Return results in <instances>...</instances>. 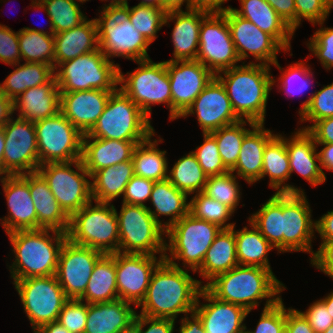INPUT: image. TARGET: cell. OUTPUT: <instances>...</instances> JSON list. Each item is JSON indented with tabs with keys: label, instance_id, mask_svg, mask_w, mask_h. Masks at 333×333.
<instances>
[{
	"label": "cell",
	"instance_id": "29",
	"mask_svg": "<svg viewBox=\"0 0 333 333\" xmlns=\"http://www.w3.org/2000/svg\"><path fill=\"white\" fill-rule=\"evenodd\" d=\"M142 142L83 137L81 160L92 175L100 169L132 160L135 147Z\"/></svg>",
	"mask_w": 333,
	"mask_h": 333
},
{
	"label": "cell",
	"instance_id": "21",
	"mask_svg": "<svg viewBox=\"0 0 333 333\" xmlns=\"http://www.w3.org/2000/svg\"><path fill=\"white\" fill-rule=\"evenodd\" d=\"M163 260L164 256L116 252L118 298L137 307L146 295L153 272Z\"/></svg>",
	"mask_w": 333,
	"mask_h": 333
},
{
	"label": "cell",
	"instance_id": "49",
	"mask_svg": "<svg viewBox=\"0 0 333 333\" xmlns=\"http://www.w3.org/2000/svg\"><path fill=\"white\" fill-rule=\"evenodd\" d=\"M189 213L195 218L216 224L222 229H231L236 223H227L235 213L227 205L208 197L203 192L190 198Z\"/></svg>",
	"mask_w": 333,
	"mask_h": 333
},
{
	"label": "cell",
	"instance_id": "6",
	"mask_svg": "<svg viewBox=\"0 0 333 333\" xmlns=\"http://www.w3.org/2000/svg\"><path fill=\"white\" fill-rule=\"evenodd\" d=\"M94 203L90 202L69 217L67 239L104 254L119 252V226L115 206L112 203Z\"/></svg>",
	"mask_w": 333,
	"mask_h": 333
},
{
	"label": "cell",
	"instance_id": "10",
	"mask_svg": "<svg viewBox=\"0 0 333 333\" xmlns=\"http://www.w3.org/2000/svg\"><path fill=\"white\" fill-rule=\"evenodd\" d=\"M116 215L119 252L164 256L166 230L153 218L147 206L122 203Z\"/></svg>",
	"mask_w": 333,
	"mask_h": 333
},
{
	"label": "cell",
	"instance_id": "20",
	"mask_svg": "<svg viewBox=\"0 0 333 333\" xmlns=\"http://www.w3.org/2000/svg\"><path fill=\"white\" fill-rule=\"evenodd\" d=\"M172 94V121L192 105L214 74L198 60L166 61Z\"/></svg>",
	"mask_w": 333,
	"mask_h": 333
},
{
	"label": "cell",
	"instance_id": "23",
	"mask_svg": "<svg viewBox=\"0 0 333 333\" xmlns=\"http://www.w3.org/2000/svg\"><path fill=\"white\" fill-rule=\"evenodd\" d=\"M5 195L8 215L0 218L6 234L19 230H36L37 214L28 182L21 175L0 178Z\"/></svg>",
	"mask_w": 333,
	"mask_h": 333
},
{
	"label": "cell",
	"instance_id": "63",
	"mask_svg": "<svg viewBox=\"0 0 333 333\" xmlns=\"http://www.w3.org/2000/svg\"><path fill=\"white\" fill-rule=\"evenodd\" d=\"M300 129L307 130L316 144L333 143V117L318 120L313 125H304Z\"/></svg>",
	"mask_w": 333,
	"mask_h": 333
},
{
	"label": "cell",
	"instance_id": "43",
	"mask_svg": "<svg viewBox=\"0 0 333 333\" xmlns=\"http://www.w3.org/2000/svg\"><path fill=\"white\" fill-rule=\"evenodd\" d=\"M261 208L248 217V222L255 226L262 236L277 250L283 253L282 233V193H273Z\"/></svg>",
	"mask_w": 333,
	"mask_h": 333
},
{
	"label": "cell",
	"instance_id": "50",
	"mask_svg": "<svg viewBox=\"0 0 333 333\" xmlns=\"http://www.w3.org/2000/svg\"><path fill=\"white\" fill-rule=\"evenodd\" d=\"M276 68L281 71L280 77L276 78L273 76V86L276 83L280 91H284L287 96L296 97V95H302L307 89L311 82H313L314 72L312 68L306 63V61H297L283 69L278 60L273 64ZM280 83V84H279Z\"/></svg>",
	"mask_w": 333,
	"mask_h": 333
},
{
	"label": "cell",
	"instance_id": "1",
	"mask_svg": "<svg viewBox=\"0 0 333 333\" xmlns=\"http://www.w3.org/2000/svg\"><path fill=\"white\" fill-rule=\"evenodd\" d=\"M178 262L163 260L152 274L138 314L177 320L180 314L194 312L203 281L190 275Z\"/></svg>",
	"mask_w": 333,
	"mask_h": 333
},
{
	"label": "cell",
	"instance_id": "14",
	"mask_svg": "<svg viewBox=\"0 0 333 333\" xmlns=\"http://www.w3.org/2000/svg\"><path fill=\"white\" fill-rule=\"evenodd\" d=\"M34 126L40 165L81 159L83 134L61 112Z\"/></svg>",
	"mask_w": 333,
	"mask_h": 333
},
{
	"label": "cell",
	"instance_id": "75",
	"mask_svg": "<svg viewBox=\"0 0 333 333\" xmlns=\"http://www.w3.org/2000/svg\"><path fill=\"white\" fill-rule=\"evenodd\" d=\"M320 300L325 304L326 309L329 310V313L333 318V291L324 296V298H320Z\"/></svg>",
	"mask_w": 333,
	"mask_h": 333
},
{
	"label": "cell",
	"instance_id": "24",
	"mask_svg": "<svg viewBox=\"0 0 333 333\" xmlns=\"http://www.w3.org/2000/svg\"><path fill=\"white\" fill-rule=\"evenodd\" d=\"M200 298L206 302L201 303ZM194 312L202 320L206 333H244V321L250 314L241 306L217 299L205 287L198 294Z\"/></svg>",
	"mask_w": 333,
	"mask_h": 333
},
{
	"label": "cell",
	"instance_id": "16",
	"mask_svg": "<svg viewBox=\"0 0 333 333\" xmlns=\"http://www.w3.org/2000/svg\"><path fill=\"white\" fill-rule=\"evenodd\" d=\"M2 128L5 134L3 177L37 171L40 163L34 123L12 117Z\"/></svg>",
	"mask_w": 333,
	"mask_h": 333
},
{
	"label": "cell",
	"instance_id": "33",
	"mask_svg": "<svg viewBox=\"0 0 333 333\" xmlns=\"http://www.w3.org/2000/svg\"><path fill=\"white\" fill-rule=\"evenodd\" d=\"M54 69L65 61L99 48L96 19L86 18L74 28L54 34Z\"/></svg>",
	"mask_w": 333,
	"mask_h": 333
},
{
	"label": "cell",
	"instance_id": "61",
	"mask_svg": "<svg viewBox=\"0 0 333 333\" xmlns=\"http://www.w3.org/2000/svg\"><path fill=\"white\" fill-rule=\"evenodd\" d=\"M177 321L136 314L133 325L137 333H174Z\"/></svg>",
	"mask_w": 333,
	"mask_h": 333
},
{
	"label": "cell",
	"instance_id": "68",
	"mask_svg": "<svg viewBox=\"0 0 333 333\" xmlns=\"http://www.w3.org/2000/svg\"><path fill=\"white\" fill-rule=\"evenodd\" d=\"M316 233L321 241L333 240V210L327 211L316 220Z\"/></svg>",
	"mask_w": 333,
	"mask_h": 333
},
{
	"label": "cell",
	"instance_id": "48",
	"mask_svg": "<svg viewBox=\"0 0 333 333\" xmlns=\"http://www.w3.org/2000/svg\"><path fill=\"white\" fill-rule=\"evenodd\" d=\"M129 17L134 28L151 44L158 31L164 26L166 12L158 7L138 3L129 7V2L121 8Z\"/></svg>",
	"mask_w": 333,
	"mask_h": 333
},
{
	"label": "cell",
	"instance_id": "5",
	"mask_svg": "<svg viewBox=\"0 0 333 333\" xmlns=\"http://www.w3.org/2000/svg\"><path fill=\"white\" fill-rule=\"evenodd\" d=\"M155 134L151 119L120 88L111 93L103 113L83 137L146 141Z\"/></svg>",
	"mask_w": 333,
	"mask_h": 333
},
{
	"label": "cell",
	"instance_id": "3",
	"mask_svg": "<svg viewBox=\"0 0 333 333\" xmlns=\"http://www.w3.org/2000/svg\"><path fill=\"white\" fill-rule=\"evenodd\" d=\"M8 235L14 261L7 265L14 281L56 274L66 233L52 229L19 230Z\"/></svg>",
	"mask_w": 333,
	"mask_h": 333
},
{
	"label": "cell",
	"instance_id": "28",
	"mask_svg": "<svg viewBox=\"0 0 333 333\" xmlns=\"http://www.w3.org/2000/svg\"><path fill=\"white\" fill-rule=\"evenodd\" d=\"M256 123L245 134L235 166L230 170L249 185L262 179L263 154L266 145L278 134Z\"/></svg>",
	"mask_w": 333,
	"mask_h": 333
},
{
	"label": "cell",
	"instance_id": "54",
	"mask_svg": "<svg viewBox=\"0 0 333 333\" xmlns=\"http://www.w3.org/2000/svg\"><path fill=\"white\" fill-rule=\"evenodd\" d=\"M324 22L313 24L320 28L313 33L306 45L311 55L316 56L327 71L333 68V27H325Z\"/></svg>",
	"mask_w": 333,
	"mask_h": 333
},
{
	"label": "cell",
	"instance_id": "51",
	"mask_svg": "<svg viewBox=\"0 0 333 333\" xmlns=\"http://www.w3.org/2000/svg\"><path fill=\"white\" fill-rule=\"evenodd\" d=\"M238 177L232 172L208 177L203 193L231 208L234 212L241 200V188Z\"/></svg>",
	"mask_w": 333,
	"mask_h": 333
},
{
	"label": "cell",
	"instance_id": "73",
	"mask_svg": "<svg viewBox=\"0 0 333 333\" xmlns=\"http://www.w3.org/2000/svg\"><path fill=\"white\" fill-rule=\"evenodd\" d=\"M100 1H108L109 0H100ZM125 5V3L122 0H110L109 4H104L103 7H101L102 10H100V13L103 12H108V11H112V10H118L121 9L123 6Z\"/></svg>",
	"mask_w": 333,
	"mask_h": 333
},
{
	"label": "cell",
	"instance_id": "79",
	"mask_svg": "<svg viewBox=\"0 0 333 333\" xmlns=\"http://www.w3.org/2000/svg\"><path fill=\"white\" fill-rule=\"evenodd\" d=\"M75 2H80V4H84V2L89 1V0H74Z\"/></svg>",
	"mask_w": 333,
	"mask_h": 333
},
{
	"label": "cell",
	"instance_id": "64",
	"mask_svg": "<svg viewBox=\"0 0 333 333\" xmlns=\"http://www.w3.org/2000/svg\"><path fill=\"white\" fill-rule=\"evenodd\" d=\"M278 13L282 20L295 32L296 31V6L295 0H266Z\"/></svg>",
	"mask_w": 333,
	"mask_h": 333
},
{
	"label": "cell",
	"instance_id": "42",
	"mask_svg": "<svg viewBox=\"0 0 333 333\" xmlns=\"http://www.w3.org/2000/svg\"><path fill=\"white\" fill-rule=\"evenodd\" d=\"M12 67L15 69L0 83L1 90L11 100L29 88L48 83L55 76L54 67L45 63L19 62Z\"/></svg>",
	"mask_w": 333,
	"mask_h": 333
},
{
	"label": "cell",
	"instance_id": "2",
	"mask_svg": "<svg viewBox=\"0 0 333 333\" xmlns=\"http://www.w3.org/2000/svg\"><path fill=\"white\" fill-rule=\"evenodd\" d=\"M205 288L217 299L250 312L265 299L263 308L273 306L282 299L280 293L286 289L272 270L247 265H238L216 276Z\"/></svg>",
	"mask_w": 333,
	"mask_h": 333
},
{
	"label": "cell",
	"instance_id": "15",
	"mask_svg": "<svg viewBox=\"0 0 333 333\" xmlns=\"http://www.w3.org/2000/svg\"><path fill=\"white\" fill-rule=\"evenodd\" d=\"M214 75L239 65L231 31L224 13H209L200 27L197 59Z\"/></svg>",
	"mask_w": 333,
	"mask_h": 333
},
{
	"label": "cell",
	"instance_id": "38",
	"mask_svg": "<svg viewBox=\"0 0 333 333\" xmlns=\"http://www.w3.org/2000/svg\"><path fill=\"white\" fill-rule=\"evenodd\" d=\"M132 160L124 161L104 169H100L91 175V192L94 202L112 203L118 197H122L125 187L134 176Z\"/></svg>",
	"mask_w": 333,
	"mask_h": 333
},
{
	"label": "cell",
	"instance_id": "78",
	"mask_svg": "<svg viewBox=\"0 0 333 333\" xmlns=\"http://www.w3.org/2000/svg\"><path fill=\"white\" fill-rule=\"evenodd\" d=\"M323 333H333V325H331L327 330H325Z\"/></svg>",
	"mask_w": 333,
	"mask_h": 333
},
{
	"label": "cell",
	"instance_id": "32",
	"mask_svg": "<svg viewBox=\"0 0 333 333\" xmlns=\"http://www.w3.org/2000/svg\"><path fill=\"white\" fill-rule=\"evenodd\" d=\"M130 302L117 299L111 302L88 304L84 333H119L133 325L137 311Z\"/></svg>",
	"mask_w": 333,
	"mask_h": 333
},
{
	"label": "cell",
	"instance_id": "67",
	"mask_svg": "<svg viewBox=\"0 0 333 333\" xmlns=\"http://www.w3.org/2000/svg\"><path fill=\"white\" fill-rule=\"evenodd\" d=\"M177 331L178 333H206L202 320L195 312L181 318L180 327Z\"/></svg>",
	"mask_w": 333,
	"mask_h": 333
},
{
	"label": "cell",
	"instance_id": "30",
	"mask_svg": "<svg viewBox=\"0 0 333 333\" xmlns=\"http://www.w3.org/2000/svg\"><path fill=\"white\" fill-rule=\"evenodd\" d=\"M21 176L29 184L37 214V229H52L66 233L69 226V216L60 207L44 177L38 171Z\"/></svg>",
	"mask_w": 333,
	"mask_h": 333
},
{
	"label": "cell",
	"instance_id": "44",
	"mask_svg": "<svg viewBox=\"0 0 333 333\" xmlns=\"http://www.w3.org/2000/svg\"><path fill=\"white\" fill-rule=\"evenodd\" d=\"M82 4L74 0H41L31 1L30 6L35 10L47 13L49 35L70 30L81 24L87 16L81 11Z\"/></svg>",
	"mask_w": 333,
	"mask_h": 333
},
{
	"label": "cell",
	"instance_id": "56",
	"mask_svg": "<svg viewBox=\"0 0 333 333\" xmlns=\"http://www.w3.org/2000/svg\"><path fill=\"white\" fill-rule=\"evenodd\" d=\"M280 299L273 306L263 308L260 319L253 330L245 326L244 333H281L285 330L286 307Z\"/></svg>",
	"mask_w": 333,
	"mask_h": 333
},
{
	"label": "cell",
	"instance_id": "9",
	"mask_svg": "<svg viewBox=\"0 0 333 333\" xmlns=\"http://www.w3.org/2000/svg\"><path fill=\"white\" fill-rule=\"evenodd\" d=\"M132 72L122 73L119 68L120 88L151 119L153 105L165 104L172 121V94L166 61L139 60ZM127 75V76H126Z\"/></svg>",
	"mask_w": 333,
	"mask_h": 333
},
{
	"label": "cell",
	"instance_id": "45",
	"mask_svg": "<svg viewBox=\"0 0 333 333\" xmlns=\"http://www.w3.org/2000/svg\"><path fill=\"white\" fill-rule=\"evenodd\" d=\"M21 61L45 63L54 67V35L39 28L23 27L18 30Z\"/></svg>",
	"mask_w": 333,
	"mask_h": 333
},
{
	"label": "cell",
	"instance_id": "65",
	"mask_svg": "<svg viewBox=\"0 0 333 333\" xmlns=\"http://www.w3.org/2000/svg\"><path fill=\"white\" fill-rule=\"evenodd\" d=\"M287 333H315L304 316L292 307L286 308V324Z\"/></svg>",
	"mask_w": 333,
	"mask_h": 333
},
{
	"label": "cell",
	"instance_id": "74",
	"mask_svg": "<svg viewBox=\"0 0 333 333\" xmlns=\"http://www.w3.org/2000/svg\"><path fill=\"white\" fill-rule=\"evenodd\" d=\"M5 148V134L3 128H0V178L3 177V155Z\"/></svg>",
	"mask_w": 333,
	"mask_h": 333
},
{
	"label": "cell",
	"instance_id": "47",
	"mask_svg": "<svg viewBox=\"0 0 333 333\" xmlns=\"http://www.w3.org/2000/svg\"><path fill=\"white\" fill-rule=\"evenodd\" d=\"M247 124L253 127L256 123L240 120L210 133L215 138L221 160L229 171L235 166L244 136L250 130L245 127Z\"/></svg>",
	"mask_w": 333,
	"mask_h": 333
},
{
	"label": "cell",
	"instance_id": "13",
	"mask_svg": "<svg viewBox=\"0 0 333 333\" xmlns=\"http://www.w3.org/2000/svg\"><path fill=\"white\" fill-rule=\"evenodd\" d=\"M12 283L33 332L44 324L58 321L63 305L69 299L55 275L24 278Z\"/></svg>",
	"mask_w": 333,
	"mask_h": 333
},
{
	"label": "cell",
	"instance_id": "22",
	"mask_svg": "<svg viewBox=\"0 0 333 333\" xmlns=\"http://www.w3.org/2000/svg\"><path fill=\"white\" fill-rule=\"evenodd\" d=\"M190 115H196L202 133H211L241 120L234 112L226 90L216 76L181 117Z\"/></svg>",
	"mask_w": 333,
	"mask_h": 333
},
{
	"label": "cell",
	"instance_id": "46",
	"mask_svg": "<svg viewBox=\"0 0 333 333\" xmlns=\"http://www.w3.org/2000/svg\"><path fill=\"white\" fill-rule=\"evenodd\" d=\"M207 179L208 176L202 170L192 151L179 158L168 170V180L189 197L192 194L203 192Z\"/></svg>",
	"mask_w": 333,
	"mask_h": 333
},
{
	"label": "cell",
	"instance_id": "12",
	"mask_svg": "<svg viewBox=\"0 0 333 333\" xmlns=\"http://www.w3.org/2000/svg\"><path fill=\"white\" fill-rule=\"evenodd\" d=\"M98 26L99 49L107 58L149 59L150 43L134 28L128 15L122 10L99 13L95 18Z\"/></svg>",
	"mask_w": 333,
	"mask_h": 333
},
{
	"label": "cell",
	"instance_id": "37",
	"mask_svg": "<svg viewBox=\"0 0 333 333\" xmlns=\"http://www.w3.org/2000/svg\"><path fill=\"white\" fill-rule=\"evenodd\" d=\"M269 177V187L275 193H305L303 189L288 184L290 179L289 156L285 141L277 134L265 147L262 179Z\"/></svg>",
	"mask_w": 333,
	"mask_h": 333
},
{
	"label": "cell",
	"instance_id": "26",
	"mask_svg": "<svg viewBox=\"0 0 333 333\" xmlns=\"http://www.w3.org/2000/svg\"><path fill=\"white\" fill-rule=\"evenodd\" d=\"M288 138L278 134L286 143L289 156L290 178L292 173L301 175L312 187L326 182L319 163L318 146L313 136L303 129H295ZM318 163H317V162Z\"/></svg>",
	"mask_w": 333,
	"mask_h": 333
},
{
	"label": "cell",
	"instance_id": "62",
	"mask_svg": "<svg viewBox=\"0 0 333 333\" xmlns=\"http://www.w3.org/2000/svg\"><path fill=\"white\" fill-rule=\"evenodd\" d=\"M312 267L320 270L333 280V240L321 241L318 250L309 259Z\"/></svg>",
	"mask_w": 333,
	"mask_h": 333
},
{
	"label": "cell",
	"instance_id": "59",
	"mask_svg": "<svg viewBox=\"0 0 333 333\" xmlns=\"http://www.w3.org/2000/svg\"><path fill=\"white\" fill-rule=\"evenodd\" d=\"M20 61L18 31L0 23V62L11 67Z\"/></svg>",
	"mask_w": 333,
	"mask_h": 333
},
{
	"label": "cell",
	"instance_id": "11",
	"mask_svg": "<svg viewBox=\"0 0 333 333\" xmlns=\"http://www.w3.org/2000/svg\"><path fill=\"white\" fill-rule=\"evenodd\" d=\"M37 171L44 177L50 191L69 217L93 201L91 175L81 159L45 163Z\"/></svg>",
	"mask_w": 333,
	"mask_h": 333
},
{
	"label": "cell",
	"instance_id": "18",
	"mask_svg": "<svg viewBox=\"0 0 333 333\" xmlns=\"http://www.w3.org/2000/svg\"><path fill=\"white\" fill-rule=\"evenodd\" d=\"M103 255L97 249L65 240L59 253L55 276L68 299L79 300L84 295L93 268Z\"/></svg>",
	"mask_w": 333,
	"mask_h": 333
},
{
	"label": "cell",
	"instance_id": "8",
	"mask_svg": "<svg viewBox=\"0 0 333 333\" xmlns=\"http://www.w3.org/2000/svg\"><path fill=\"white\" fill-rule=\"evenodd\" d=\"M221 230L218 225L188 213L166 230L164 260L182 261L183 269L196 272Z\"/></svg>",
	"mask_w": 333,
	"mask_h": 333
},
{
	"label": "cell",
	"instance_id": "52",
	"mask_svg": "<svg viewBox=\"0 0 333 333\" xmlns=\"http://www.w3.org/2000/svg\"><path fill=\"white\" fill-rule=\"evenodd\" d=\"M301 123L311 122L333 117V82L325 85L320 90L312 92L307 99L301 103L298 110Z\"/></svg>",
	"mask_w": 333,
	"mask_h": 333
},
{
	"label": "cell",
	"instance_id": "58",
	"mask_svg": "<svg viewBox=\"0 0 333 333\" xmlns=\"http://www.w3.org/2000/svg\"><path fill=\"white\" fill-rule=\"evenodd\" d=\"M155 181L134 175L125 187L122 203L148 206Z\"/></svg>",
	"mask_w": 333,
	"mask_h": 333
},
{
	"label": "cell",
	"instance_id": "17",
	"mask_svg": "<svg viewBox=\"0 0 333 333\" xmlns=\"http://www.w3.org/2000/svg\"><path fill=\"white\" fill-rule=\"evenodd\" d=\"M305 193H282L283 253H309L312 258L313 239H316V220Z\"/></svg>",
	"mask_w": 333,
	"mask_h": 333
},
{
	"label": "cell",
	"instance_id": "76",
	"mask_svg": "<svg viewBox=\"0 0 333 333\" xmlns=\"http://www.w3.org/2000/svg\"><path fill=\"white\" fill-rule=\"evenodd\" d=\"M140 4L158 7L163 10V0H140Z\"/></svg>",
	"mask_w": 333,
	"mask_h": 333
},
{
	"label": "cell",
	"instance_id": "71",
	"mask_svg": "<svg viewBox=\"0 0 333 333\" xmlns=\"http://www.w3.org/2000/svg\"><path fill=\"white\" fill-rule=\"evenodd\" d=\"M186 5L185 10H190V0H163V10L168 12L183 11L182 5Z\"/></svg>",
	"mask_w": 333,
	"mask_h": 333
},
{
	"label": "cell",
	"instance_id": "27",
	"mask_svg": "<svg viewBox=\"0 0 333 333\" xmlns=\"http://www.w3.org/2000/svg\"><path fill=\"white\" fill-rule=\"evenodd\" d=\"M209 13L200 10L168 12L165 23L174 22L171 33L173 58L167 61L196 60L199 50L200 27Z\"/></svg>",
	"mask_w": 333,
	"mask_h": 333
},
{
	"label": "cell",
	"instance_id": "35",
	"mask_svg": "<svg viewBox=\"0 0 333 333\" xmlns=\"http://www.w3.org/2000/svg\"><path fill=\"white\" fill-rule=\"evenodd\" d=\"M188 197L185 192L178 190L168 179L157 181L153 185L149 199L153 205V210L150 206L147 209L153 218L167 230L189 213L190 201H188ZM160 216L170 217L164 222Z\"/></svg>",
	"mask_w": 333,
	"mask_h": 333
},
{
	"label": "cell",
	"instance_id": "41",
	"mask_svg": "<svg viewBox=\"0 0 333 333\" xmlns=\"http://www.w3.org/2000/svg\"><path fill=\"white\" fill-rule=\"evenodd\" d=\"M154 134L146 141L139 143L133 152L132 162L134 165V174L138 177L157 181L168 179L169 162L166 157L167 151L160 150L158 143L163 139H152Z\"/></svg>",
	"mask_w": 333,
	"mask_h": 333
},
{
	"label": "cell",
	"instance_id": "36",
	"mask_svg": "<svg viewBox=\"0 0 333 333\" xmlns=\"http://www.w3.org/2000/svg\"><path fill=\"white\" fill-rule=\"evenodd\" d=\"M238 266L235 233L232 229H222L207 250L201 267L195 272L207 280L205 287L216 276Z\"/></svg>",
	"mask_w": 333,
	"mask_h": 333
},
{
	"label": "cell",
	"instance_id": "69",
	"mask_svg": "<svg viewBox=\"0 0 333 333\" xmlns=\"http://www.w3.org/2000/svg\"><path fill=\"white\" fill-rule=\"evenodd\" d=\"M13 116V100L6 96L0 88V128H2Z\"/></svg>",
	"mask_w": 333,
	"mask_h": 333
},
{
	"label": "cell",
	"instance_id": "25",
	"mask_svg": "<svg viewBox=\"0 0 333 333\" xmlns=\"http://www.w3.org/2000/svg\"><path fill=\"white\" fill-rule=\"evenodd\" d=\"M114 91L86 90L60 93V112L84 135L96 124Z\"/></svg>",
	"mask_w": 333,
	"mask_h": 333
},
{
	"label": "cell",
	"instance_id": "19",
	"mask_svg": "<svg viewBox=\"0 0 333 333\" xmlns=\"http://www.w3.org/2000/svg\"><path fill=\"white\" fill-rule=\"evenodd\" d=\"M227 23L229 25L235 50L241 62L246 63L250 55L255 63L270 66L278 60L277 54L286 49L270 34L260 30L249 20L239 16L230 7L227 9Z\"/></svg>",
	"mask_w": 333,
	"mask_h": 333
},
{
	"label": "cell",
	"instance_id": "72",
	"mask_svg": "<svg viewBox=\"0 0 333 333\" xmlns=\"http://www.w3.org/2000/svg\"><path fill=\"white\" fill-rule=\"evenodd\" d=\"M33 333H71L59 321L50 322L40 326Z\"/></svg>",
	"mask_w": 333,
	"mask_h": 333
},
{
	"label": "cell",
	"instance_id": "55",
	"mask_svg": "<svg viewBox=\"0 0 333 333\" xmlns=\"http://www.w3.org/2000/svg\"><path fill=\"white\" fill-rule=\"evenodd\" d=\"M296 30L303 19L313 24L326 21L333 8V0H295Z\"/></svg>",
	"mask_w": 333,
	"mask_h": 333
},
{
	"label": "cell",
	"instance_id": "70",
	"mask_svg": "<svg viewBox=\"0 0 333 333\" xmlns=\"http://www.w3.org/2000/svg\"><path fill=\"white\" fill-rule=\"evenodd\" d=\"M317 146L321 145L323 146V148H321L320 151H318L319 153V163H320V167L322 170V173L326 178V175L324 173V169L328 170V171H333V143L331 144H316Z\"/></svg>",
	"mask_w": 333,
	"mask_h": 333
},
{
	"label": "cell",
	"instance_id": "31",
	"mask_svg": "<svg viewBox=\"0 0 333 333\" xmlns=\"http://www.w3.org/2000/svg\"><path fill=\"white\" fill-rule=\"evenodd\" d=\"M17 117L33 123L60 112V90L55 76L46 84L29 88L13 100ZM16 111V112H15Z\"/></svg>",
	"mask_w": 333,
	"mask_h": 333
},
{
	"label": "cell",
	"instance_id": "57",
	"mask_svg": "<svg viewBox=\"0 0 333 333\" xmlns=\"http://www.w3.org/2000/svg\"><path fill=\"white\" fill-rule=\"evenodd\" d=\"M88 304L81 300L69 299L61 309L58 321L71 333H84Z\"/></svg>",
	"mask_w": 333,
	"mask_h": 333
},
{
	"label": "cell",
	"instance_id": "40",
	"mask_svg": "<svg viewBox=\"0 0 333 333\" xmlns=\"http://www.w3.org/2000/svg\"><path fill=\"white\" fill-rule=\"evenodd\" d=\"M249 226L251 229L244 226L241 230H235V225L231 228L235 233L238 265L258 266L272 270L268 255L275 248L250 222Z\"/></svg>",
	"mask_w": 333,
	"mask_h": 333
},
{
	"label": "cell",
	"instance_id": "39",
	"mask_svg": "<svg viewBox=\"0 0 333 333\" xmlns=\"http://www.w3.org/2000/svg\"><path fill=\"white\" fill-rule=\"evenodd\" d=\"M117 299L115 253L104 254L95 264L86 291L79 300L95 304Z\"/></svg>",
	"mask_w": 333,
	"mask_h": 333
},
{
	"label": "cell",
	"instance_id": "77",
	"mask_svg": "<svg viewBox=\"0 0 333 333\" xmlns=\"http://www.w3.org/2000/svg\"><path fill=\"white\" fill-rule=\"evenodd\" d=\"M119 333H137L136 327L134 325H131L129 328L120 331Z\"/></svg>",
	"mask_w": 333,
	"mask_h": 333
},
{
	"label": "cell",
	"instance_id": "53",
	"mask_svg": "<svg viewBox=\"0 0 333 333\" xmlns=\"http://www.w3.org/2000/svg\"><path fill=\"white\" fill-rule=\"evenodd\" d=\"M202 136L204 142L192 151L202 170L208 177L228 173L229 170L221 160L215 138L210 133H203Z\"/></svg>",
	"mask_w": 333,
	"mask_h": 333
},
{
	"label": "cell",
	"instance_id": "60",
	"mask_svg": "<svg viewBox=\"0 0 333 333\" xmlns=\"http://www.w3.org/2000/svg\"><path fill=\"white\" fill-rule=\"evenodd\" d=\"M298 311L304 316L315 333H323L333 325V318L320 299L311 303L306 311Z\"/></svg>",
	"mask_w": 333,
	"mask_h": 333
},
{
	"label": "cell",
	"instance_id": "66",
	"mask_svg": "<svg viewBox=\"0 0 333 333\" xmlns=\"http://www.w3.org/2000/svg\"><path fill=\"white\" fill-rule=\"evenodd\" d=\"M228 0H190V10H200L207 13H224L232 6H223ZM223 6V7H222Z\"/></svg>",
	"mask_w": 333,
	"mask_h": 333
},
{
	"label": "cell",
	"instance_id": "34",
	"mask_svg": "<svg viewBox=\"0 0 333 333\" xmlns=\"http://www.w3.org/2000/svg\"><path fill=\"white\" fill-rule=\"evenodd\" d=\"M240 9H232L260 30L272 35L285 49L291 50L295 32L282 20L266 0H239Z\"/></svg>",
	"mask_w": 333,
	"mask_h": 333
},
{
	"label": "cell",
	"instance_id": "7",
	"mask_svg": "<svg viewBox=\"0 0 333 333\" xmlns=\"http://www.w3.org/2000/svg\"><path fill=\"white\" fill-rule=\"evenodd\" d=\"M120 64L111 61L98 48L60 63L55 79L60 93L92 89L115 91L118 88Z\"/></svg>",
	"mask_w": 333,
	"mask_h": 333
},
{
	"label": "cell",
	"instance_id": "4",
	"mask_svg": "<svg viewBox=\"0 0 333 333\" xmlns=\"http://www.w3.org/2000/svg\"><path fill=\"white\" fill-rule=\"evenodd\" d=\"M270 70L271 66L242 63L215 75L241 120L265 124L268 97L273 87Z\"/></svg>",
	"mask_w": 333,
	"mask_h": 333
}]
</instances>
